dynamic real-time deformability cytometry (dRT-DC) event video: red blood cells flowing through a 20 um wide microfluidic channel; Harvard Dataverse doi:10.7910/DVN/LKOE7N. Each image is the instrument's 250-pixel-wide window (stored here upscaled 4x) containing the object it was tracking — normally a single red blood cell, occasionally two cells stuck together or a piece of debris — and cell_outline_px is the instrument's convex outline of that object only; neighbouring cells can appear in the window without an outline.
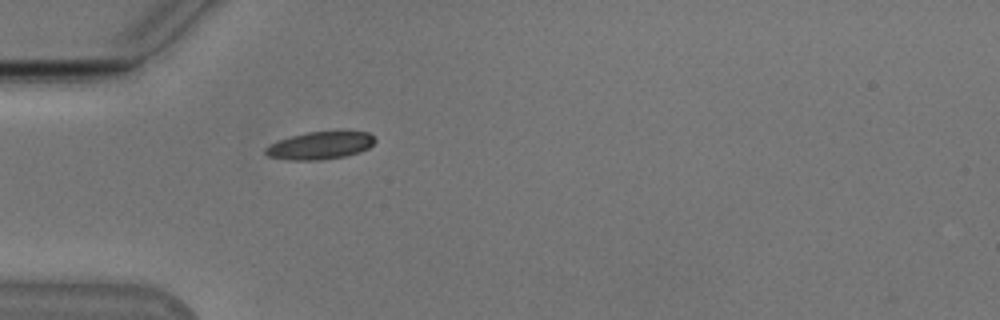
{"species": "Egyptian fruit bat (a non-hibernating species)", "species_latin": "Rousettus aegyptiacus", "temperature_condition": "cold", "stored_images_in_passage": 20, "camera_frame_rate_fps": 3000, "um_per_image_px": 0.085, "animal": {"sex": "male"}, "frame": {"image": 1, "passage_image": 1, "time_ms": 0.0, "image_size_px": [1000, 320], "cell_outline_px": [[376, 140], [368, 148], [360, 152], [344, 156], [320, 160], [288, 160], [268, 156], [264, 152], [264, 148], [268, 144], [292, 136], [308, 132], [344, 128], [368, 132]], "centroid_in_image_um": [27.25, 12.32], "position_along_channel_um": 57.8, "area_um2": 18.26}}